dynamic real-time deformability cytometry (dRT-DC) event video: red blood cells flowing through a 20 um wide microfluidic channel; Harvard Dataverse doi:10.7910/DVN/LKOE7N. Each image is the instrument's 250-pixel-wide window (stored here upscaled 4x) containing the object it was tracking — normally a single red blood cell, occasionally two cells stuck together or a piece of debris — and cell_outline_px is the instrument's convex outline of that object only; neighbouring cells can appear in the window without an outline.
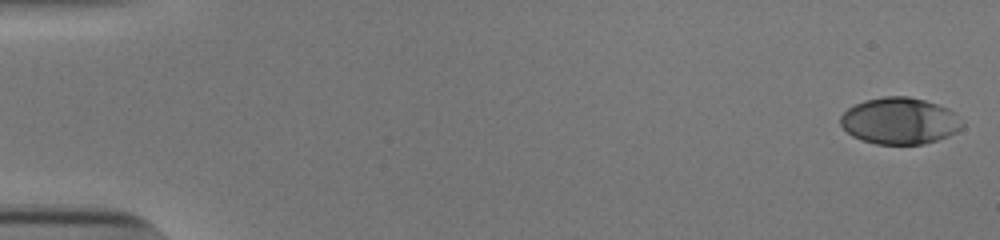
{"species": "human", "species_latin": "Homo sapiens", "temperature_condition": "cold", "stored_images_in_passage": 53, "camera_frame_rate_fps": 3000, "um_per_image_px": 0.085, "donor": {"sex": "male"}, "frame": {"image": 1, "passage_image": 1, "time_ms": 0.0, "image_size_px": [1000, 240], "cell_outline_px": [[964, 128], [948, 136], [924, 144], [876, 144], [860, 140], [852, 136], [840, 124], [840, 116], [848, 108], [864, 100], [884, 96], [908, 96], [924, 100], [948, 108], [956, 112], [964, 120]], "centroid_in_image_um": [76.51, 10.28], "position_along_channel_um": 8.5, "area_um2": 33.41}}
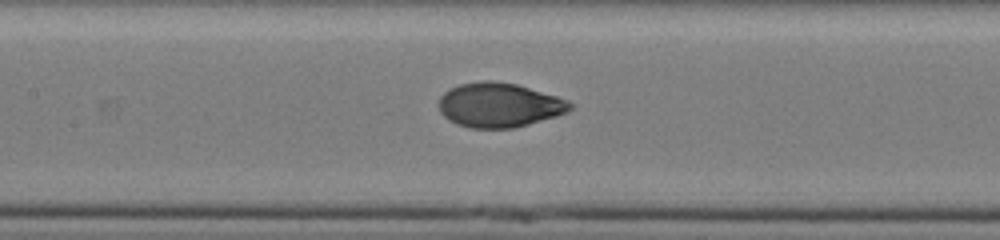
{"frame": {"image": 2, "passage_image": 26, "time_ms": 8.333, "image_size_px": [1000, 240], "cell_outline_px": [[572, 108], [568, 112], [556, 116], [528, 124], [512, 128], [472, 128], [456, 124], [448, 120], [440, 112], [440, 96], [444, 92], [460, 84], [484, 80], [488, 80], [516, 84], [556, 96], [568, 100], [572, 104]], "centroid_in_image_um": [42.43, 8.93], "position_along_channel_um": 165.0, "area_um2": 33.76}}
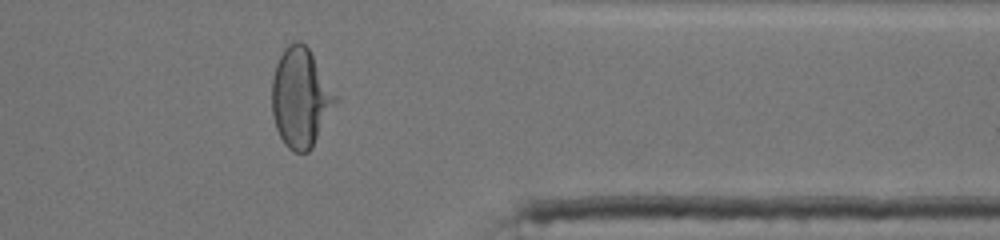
{"frame": {"image": 3, "passage_image": 44, "time_ms": 14.333, "image_size_px": [1000, 240], "cell_outline_px": [[336, 100], [312, 148], [308, 152], [296, 152], [288, 148], [284, 144], [276, 128], [272, 116], [272, 76], [276, 64], [284, 48], [292, 40], [300, 40], [308, 48], [336, 96]], "centroid_in_image_um": [25.49, 8.3], "position_along_channel_um": 385.9, "area_um2": 36.07}, "authors_computed_cell_mechanics": {"area_um2": 33.8708, "velocity_mm_per_s": 3.8652, "shape_relaxation_time_tau1_ms": 3.519, "shape_relaxation_time_tau2_ms": null, "deformation_change_tau1": 0.1946, "deformation_change_tau2": null}}